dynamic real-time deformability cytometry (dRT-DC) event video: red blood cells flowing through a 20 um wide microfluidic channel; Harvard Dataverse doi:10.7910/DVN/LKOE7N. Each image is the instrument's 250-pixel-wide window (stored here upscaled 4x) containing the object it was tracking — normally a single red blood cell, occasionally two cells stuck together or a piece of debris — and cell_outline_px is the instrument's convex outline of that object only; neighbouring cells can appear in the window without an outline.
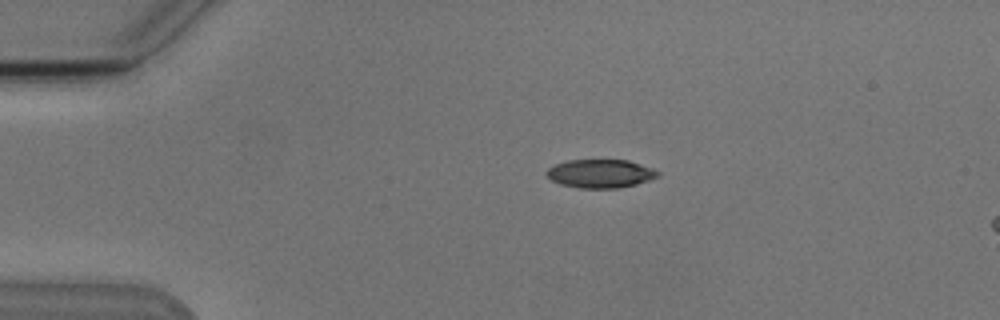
{"species": "Egyptian fruit bat (a non-hibernating species)", "species_latin": "Rousettus aegyptiacus", "temperature_condition": "cold", "stored_images_in_passage": 3, "camera_frame_rate_fps": 3000, "um_per_image_px": 0.085, "animal": {"sex": "male"}, "frame": {"image": 1, "passage_image": 1, "time_ms": 0.0, "image_size_px": [1000, 320], "cell_outline_px": [[660, 176], [636, 184], [620, 188], [580, 188], [560, 184], [552, 180], [544, 172], [552, 164], [568, 160], [628, 160], [652, 168], [660, 172]], "centroid_in_image_um": [51.01, 14.75], "position_along_channel_um": 34.0, "area_um2": 18.55}}